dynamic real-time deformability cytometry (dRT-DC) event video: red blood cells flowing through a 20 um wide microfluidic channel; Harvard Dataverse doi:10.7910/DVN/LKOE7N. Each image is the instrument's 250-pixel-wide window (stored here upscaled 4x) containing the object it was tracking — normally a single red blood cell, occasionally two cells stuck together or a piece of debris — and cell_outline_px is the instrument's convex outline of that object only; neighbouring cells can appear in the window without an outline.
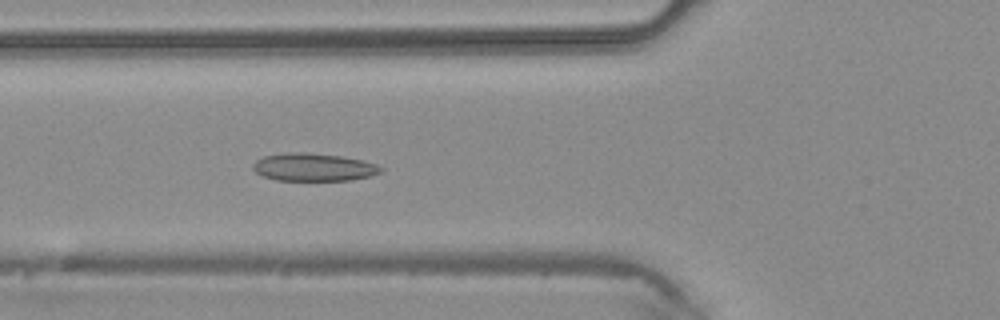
{"species": "common noctule bat (a hibernating species)", "species_latin": "Nyctalus noctula", "temperature_condition": "warm", "stored_images_in_passage": 43, "camera_frame_rate_fps": 3000, "um_per_image_px": 0.085, "animal": {"sex": "male", "body_mass_g": 20.4}, "frame": {"image": 1, "passage_image": 16, "time_ms": 5.0, "image_size_px": [1000, 320], "cell_outline_px": [[384, 168], [380, 172], [372, 176], [348, 180], [276, 180], [264, 176], [256, 172], [252, 168], [252, 164], [256, 160], [264, 156], [288, 152], [304, 152], [340, 156], [360, 160], [376, 164]], "centroid_in_image_um": [26.64, 14.21], "position_along_channel_um": 99.2, "area_um2": 20.58}}
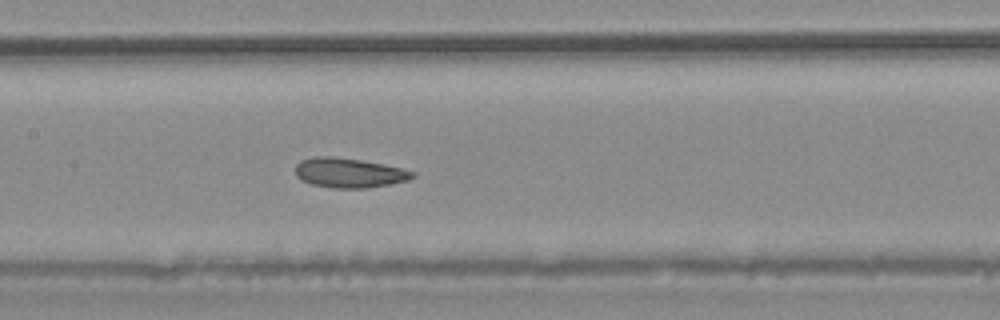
{"frame": {"image": 2, "passage_image": 21, "time_ms": 6.667, "image_size_px": [1000, 320], "cell_outline_px": [[416, 176], [408, 180], [368, 188], [336, 188], [312, 184], [300, 180], [296, 176], [296, 164], [300, 160], [316, 156], [332, 156], [360, 160], [384, 164], [404, 168], [416, 172]], "centroid_in_image_um": [29.69, 14.68], "position_along_channel_um": 177.7, "area_um2": 20.35}}
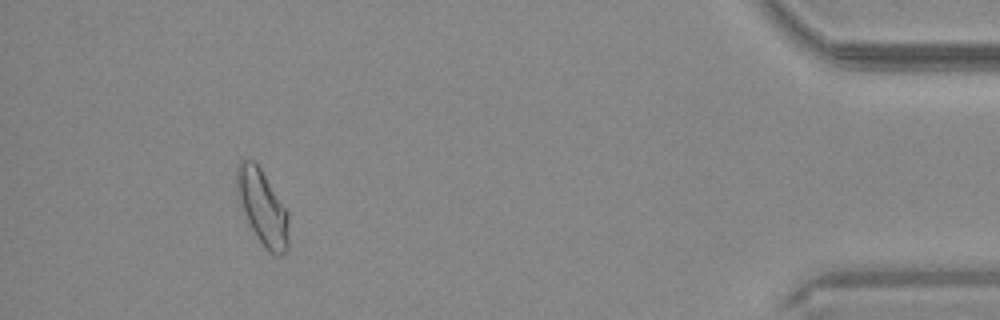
{"frame": {"image": 3, "passage_image": 40, "time_ms": 13.0, "image_size_px": [1000, 320], "cell_outline_px": [[288, 252], [280, 256], [276, 256], [268, 252], [264, 248], [256, 236], [240, 204], [236, 192], [236, 164], [240, 160], [252, 160], [260, 168], [288, 212]], "centroid_in_image_um": [22.31, 17.66], "position_along_channel_um": 412.9, "area_um2": 22.66}}